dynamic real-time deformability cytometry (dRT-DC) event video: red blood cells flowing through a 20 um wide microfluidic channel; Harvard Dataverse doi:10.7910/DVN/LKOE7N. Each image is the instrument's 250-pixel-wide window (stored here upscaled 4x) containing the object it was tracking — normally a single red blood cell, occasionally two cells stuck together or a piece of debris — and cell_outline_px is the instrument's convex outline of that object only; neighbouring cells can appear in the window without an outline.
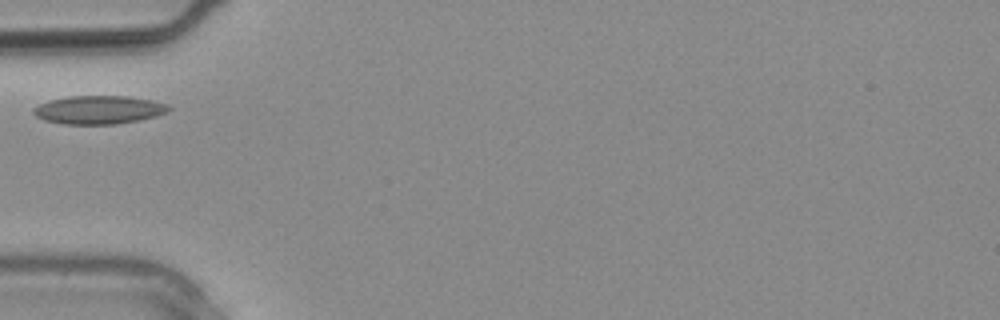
{"species": "common noctule bat (a hibernating species)", "species_latin": "Nyctalus noctula", "temperature_condition": "warm", "stored_images_in_passage": 2, "camera_frame_rate_fps": 3000, "um_per_image_px": 0.085, "animal": {"sex": "male", "body_mass_g": 20.4}, "frame": {"image": 1, "passage_image": 1, "time_ms": 0.0, "image_size_px": [1000, 320], "cell_outline_px": [[172, 108], [168, 112], [156, 116], [116, 124], [60, 124], [44, 120], [36, 116], [32, 112], [32, 108], [48, 100], [68, 96], [128, 96], [152, 100], [168, 104]], "centroid_in_image_um": [8.38, 9.33], "position_along_channel_um": 76.6, "area_um2": 22.48}}